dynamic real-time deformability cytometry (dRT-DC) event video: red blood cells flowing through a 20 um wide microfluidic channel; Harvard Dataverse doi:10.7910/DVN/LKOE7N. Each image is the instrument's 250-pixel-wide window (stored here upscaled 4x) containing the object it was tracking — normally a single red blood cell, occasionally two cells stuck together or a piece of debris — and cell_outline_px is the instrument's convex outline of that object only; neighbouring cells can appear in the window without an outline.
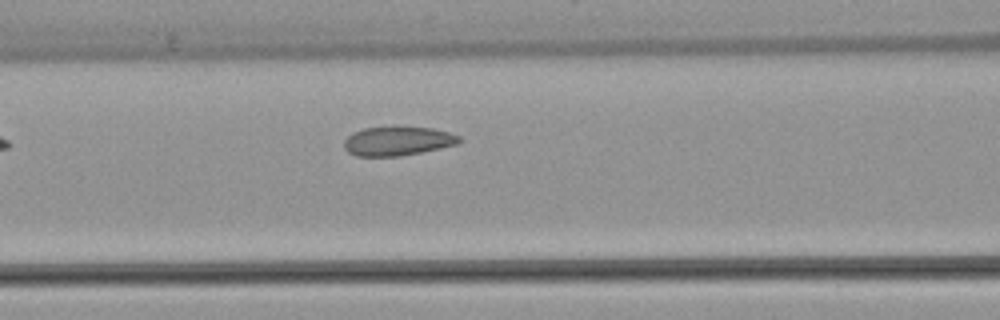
{"species": "common noctule bat (a hibernating species)", "species_latin": "Nyctalus noctula", "temperature_condition": "warm", "stored_images_in_passage": 5, "camera_frame_rate_fps": 3000, "um_per_image_px": 0.085, "animal": {"sex": "female", "body_mass_g": 22.7, "forearm_length_mm": 54.2}, "frame": {"image": 1, "passage_image": 5, "time_ms": 4.667, "image_size_px": [1000, 320], "cell_outline_px": [[460, 144], [400, 156], [356, 156], [348, 152], [344, 148], [344, 140], [352, 132], [364, 128], [432, 128], [448, 132], [460, 136]], "centroid_in_image_um": [33.79, 12.01], "position_along_channel_um": 132.8, "area_um2": 19.19}}